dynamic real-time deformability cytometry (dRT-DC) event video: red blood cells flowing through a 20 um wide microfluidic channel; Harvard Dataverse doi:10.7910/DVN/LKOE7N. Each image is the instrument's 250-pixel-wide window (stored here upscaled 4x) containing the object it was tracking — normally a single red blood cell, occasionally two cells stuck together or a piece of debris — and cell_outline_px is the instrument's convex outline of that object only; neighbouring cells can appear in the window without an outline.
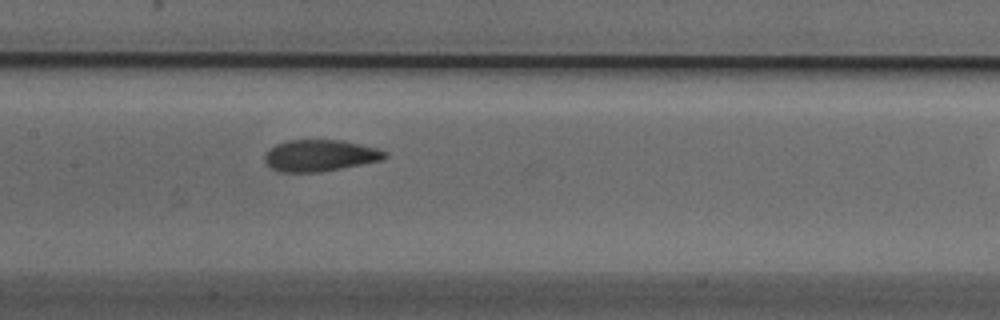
{"species": "Egyptian fruit bat (a non-hibernating species)", "species_latin": "Rousettus aegyptiacus", "temperature_condition": "cold", "stored_images_in_passage": 12, "camera_frame_rate_fps": 3000, "um_per_image_px": 0.085, "animal": {"sex": "male"}, "frame": {"image": 1, "passage_image": 11, "time_ms": 3.333, "image_size_px": [1000, 320], "cell_outline_px": [[388, 156], [384, 160], [320, 172], [280, 172], [272, 168], [264, 160], [264, 156], [276, 144], [288, 140], [340, 140], [360, 144], [376, 148], [388, 152]], "centroid_in_image_um": [27.24, 13.22], "position_along_channel_um": 180.2, "area_um2": 22.02}}